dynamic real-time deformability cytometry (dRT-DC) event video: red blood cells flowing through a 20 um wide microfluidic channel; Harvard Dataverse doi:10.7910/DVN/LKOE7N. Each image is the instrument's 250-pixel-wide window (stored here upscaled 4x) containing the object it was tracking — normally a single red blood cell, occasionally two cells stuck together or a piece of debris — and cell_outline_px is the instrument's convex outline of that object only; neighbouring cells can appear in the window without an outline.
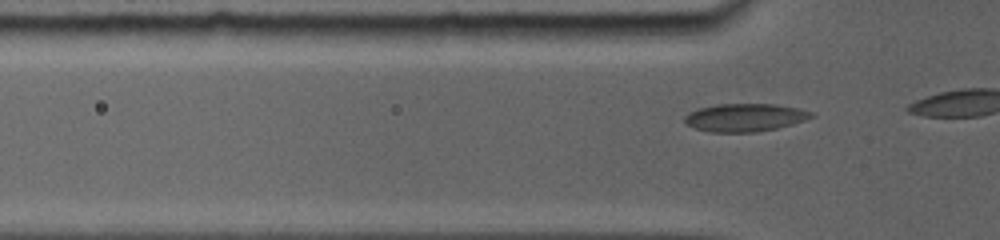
{"species": "common noctule bat (a hibernating species)", "species_latin": "Nyctalus noctula", "temperature_condition": "room temperature", "stored_images_in_passage": 10, "camera_frame_rate_fps": 5000, "um_per_image_px": 0.085, "animal": {"sex": "female", "body_mass_g": 19.0, "forearm_length_mm": 56.7}, "frame": {"image": 1, "passage_image": 3, "time_ms": 0.4, "image_size_px": [1000, 240], "cell_outline_px": [[816, 116], [804, 120], [776, 128], [752, 132], [712, 132], [696, 128], [688, 124], [684, 120], [684, 116], [700, 108], [716, 104], [776, 104], [796, 108], [812, 112]], "centroid_in_image_um": [63.33, 9.98], "position_along_channel_um": 62.5, "area_um2": 20.23}}